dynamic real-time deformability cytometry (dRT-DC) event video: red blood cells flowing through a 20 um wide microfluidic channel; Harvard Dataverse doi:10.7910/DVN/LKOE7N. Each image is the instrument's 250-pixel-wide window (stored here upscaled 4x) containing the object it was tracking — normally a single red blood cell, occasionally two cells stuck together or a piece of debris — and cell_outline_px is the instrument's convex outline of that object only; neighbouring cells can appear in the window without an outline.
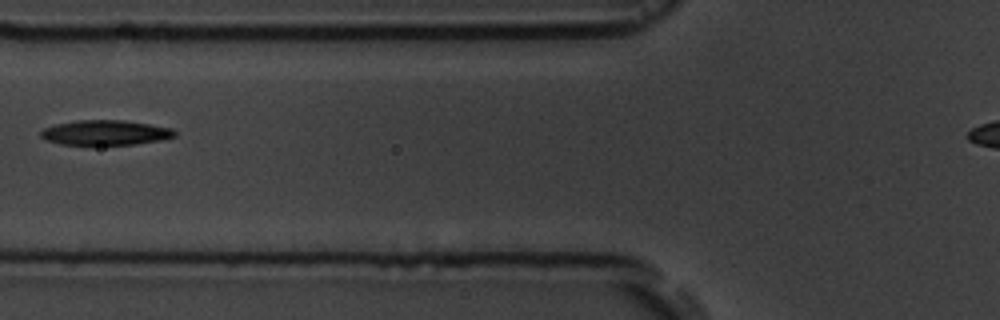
{"species": "common noctule bat (a hibernating species)", "species_latin": "Nyctalus noctula", "temperature_condition": "room temperature", "stored_images_in_passage": 2, "camera_frame_rate_fps": 3000, "um_per_image_px": 0.085, "animal": {"sex": "male", "body_mass_g": 19.5, "forearm_length_mm": 54.6}, "frame": {"image": 1, "passage_image": 2, "time_ms": 1.333, "image_size_px": [1000, 320], "cell_outline_px": [[176, 136], [164, 140], [136, 144], [92, 148], [60, 144], [48, 140], [40, 136], [40, 132], [44, 128], [56, 124], [76, 120], [124, 120], [172, 128], [176, 132]], "centroid_in_image_um": [8.95, 11.33], "position_along_channel_um": 116.9, "area_um2": 20.46}}